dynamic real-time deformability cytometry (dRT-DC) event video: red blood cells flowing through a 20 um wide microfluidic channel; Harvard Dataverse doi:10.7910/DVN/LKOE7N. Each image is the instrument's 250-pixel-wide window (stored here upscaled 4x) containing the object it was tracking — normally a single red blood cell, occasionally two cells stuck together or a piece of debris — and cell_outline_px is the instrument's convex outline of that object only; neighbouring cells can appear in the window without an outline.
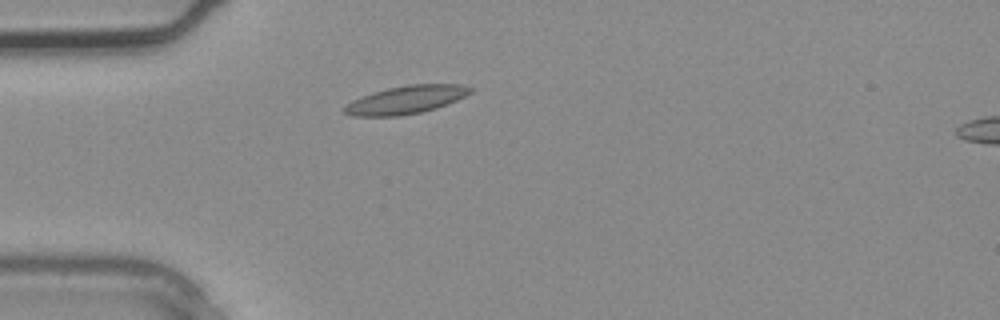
{"species": "common noctule bat (a hibernating species)", "species_latin": "Nyctalus noctula", "temperature_condition": "warm", "stored_images_in_passage": 2, "segment_of_instrument_passage": [1, 2], "camera_frame_rate_fps": 3000, "um_per_image_px": 0.085, "animal": {"sex": "male", "body_mass_g": 20.4}, "frame": {"image": 1, "passage_image": 1, "time_ms": 0.0, "image_size_px": [1000, 320], "cell_outline_px": [[472, 92], [456, 100], [436, 108], [420, 112], [400, 116], [352, 116], [340, 112], [352, 100], [360, 96], [388, 88], [408, 84], [460, 84], [472, 88]], "centroid_in_image_um": [34.47, 8.48], "position_along_channel_um": 50.5, "area_um2": 20.52}}